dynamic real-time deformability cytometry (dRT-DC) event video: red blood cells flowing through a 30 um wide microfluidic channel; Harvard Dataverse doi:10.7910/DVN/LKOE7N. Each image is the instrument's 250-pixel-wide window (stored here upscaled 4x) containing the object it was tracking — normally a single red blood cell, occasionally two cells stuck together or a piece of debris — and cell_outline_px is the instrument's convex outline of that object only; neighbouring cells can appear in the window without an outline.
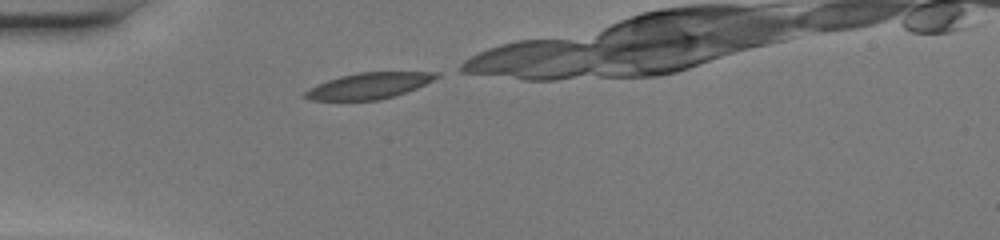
{"species": "common noctule bat (a hibernating species)", "species_latin": "Nyctalus noctula", "temperature_condition": "warm", "stored_images_in_passage": 8, "camera_frame_rate_fps": 3000, "um_per_image_px": 0.085, "animal": {"sex": "female", "body_mass_g": 20.0, "forearm_length_mm": 54.0}, "frame": {"image": 1, "passage_image": 1, "time_ms": 0.0, "image_size_px": [1000, 240], "cell_outline_px": [[440, 76], [416, 88], [380, 100], [308, 100], [300, 96], [304, 92], [328, 80], [340, 76], [360, 72], [440, 72]], "centroid_in_image_um": [31.34, 7.29], "position_along_channel_um": 53.7, "area_um2": 19.65}}
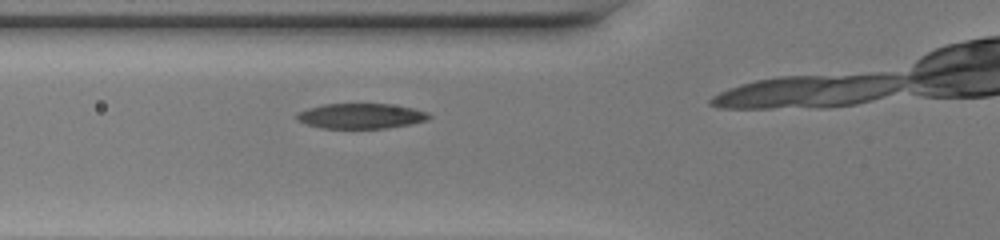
{"frame": {"image": 2, "passage_image": 5, "time_ms": 1.333, "image_size_px": [1000, 240], "cell_outline_px": [[432, 116], [428, 120], [412, 124], [388, 128], [320, 128], [296, 120], [296, 112], [308, 108], [324, 104], [388, 104], [412, 108], [428, 112]], "centroid_in_image_um": [30.68, 9.86], "position_along_channel_um": 95.1, "area_um2": 19.48}}